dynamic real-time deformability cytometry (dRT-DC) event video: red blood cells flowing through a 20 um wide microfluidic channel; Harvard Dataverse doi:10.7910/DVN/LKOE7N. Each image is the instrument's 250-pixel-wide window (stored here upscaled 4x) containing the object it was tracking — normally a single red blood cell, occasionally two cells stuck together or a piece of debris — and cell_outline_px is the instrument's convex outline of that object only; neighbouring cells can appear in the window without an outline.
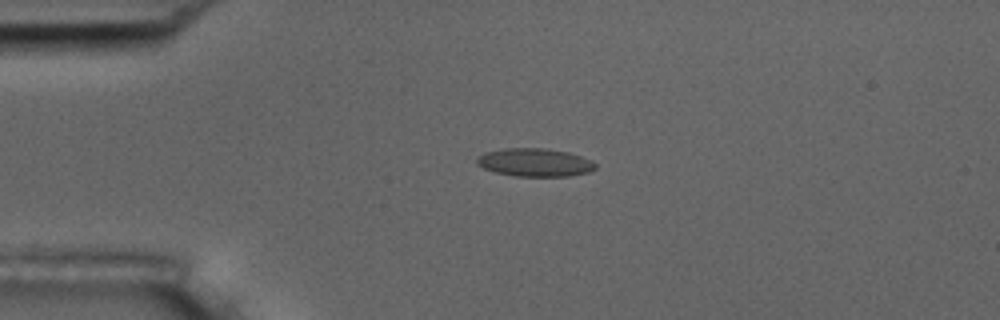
{"species": "common noctule bat (a hibernating species)", "species_latin": "Nyctalus noctula", "temperature_condition": "room temperature", "stored_images_in_passage": 4, "camera_frame_rate_fps": 3000, "um_per_image_px": 0.085, "animal": {"sex": "male", "body_mass_g": 17.5, "forearm_length_mm": 52.3}, "frame": {"image": 1, "passage_image": 3, "time_ms": 3.333, "image_size_px": [1000, 320], "cell_outline_px": [[596, 168], [588, 172], [568, 176], [516, 176], [496, 172], [484, 168], [476, 164], [476, 156], [484, 152], [504, 148], [544, 148], [568, 152], [592, 160], [596, 164]], "centroid_in_image_um": [45.43, 13.8], "position_along_channel_um": 39.6, "area_um2": 19.48}}